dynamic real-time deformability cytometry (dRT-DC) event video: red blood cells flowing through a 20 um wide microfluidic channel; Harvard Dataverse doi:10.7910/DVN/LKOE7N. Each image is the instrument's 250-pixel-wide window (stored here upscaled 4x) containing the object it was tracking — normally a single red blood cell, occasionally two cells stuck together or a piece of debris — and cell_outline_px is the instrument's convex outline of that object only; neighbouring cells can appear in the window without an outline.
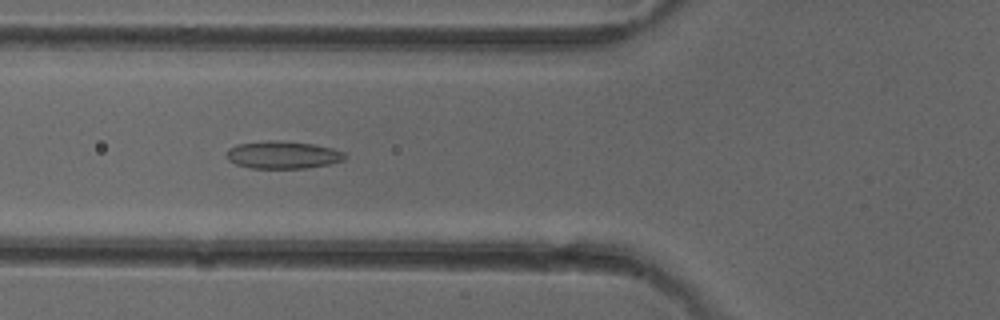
{"species": "common noctule bat (a hibernating species)", "species_latin": "Nyctalus noctula", "temperature_condition": "cold", "stored_images_in_passage": 8, "camera_frame_rate_fps": 3000, "um_per_image_px": 0.085, "animal": {"sex": "female"}, "frame": {"image": 1, "passage_image": 6, "time_ms": 5.667, "image_size_px": [1000, 320], "cell_outline_px": [[348, 156], [344, 160], [328, 164], [304, 168], [252, 168], [236, 164], [228, 160], [224, 156], [228, 148], [236, 144], [268, 140], [276, 140], [312, 144], [332, 148], [344, 152]], "centroid_in_image_um": [24.0, 13.16], "position_along_channel_um": 101.8, "area_um2": 19.07}}
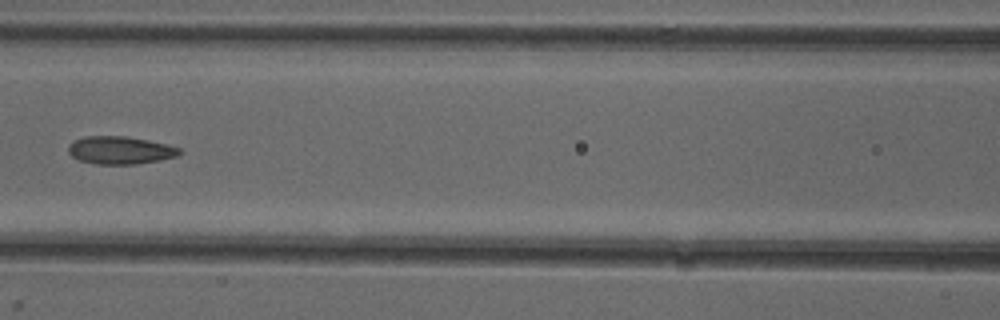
{"frame": {"image": 2, "passage_image": 7, "time_ms": 7.0, "image_size_px": [1000, 320], "cell_outline_px": [[184, 152], [176, 156], [160, 160], [136, 164], [96, 164], [80, 160], [72, 156], [68, 152], [68, 144], [84, 136], [128, 136], [168, 144], [180, 148]], "centroid_in_image_um": [10.24, 12.76], "position_along_channel_um": 156.4, "area_um2": 18.09}}
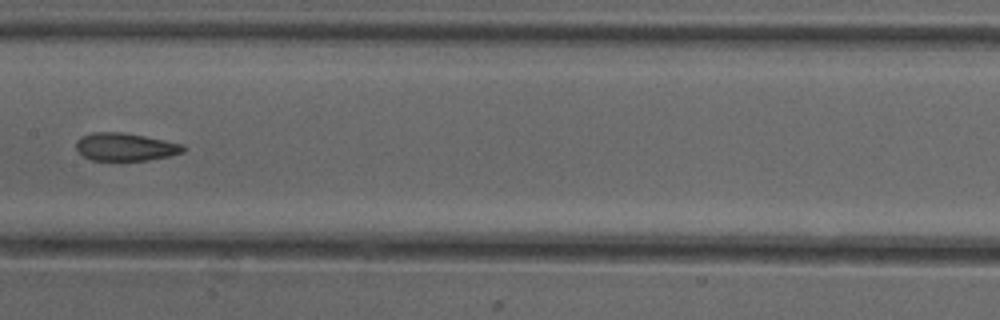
{"frame": {"image": 3, "passage_image": 8, "time_ms": 8.0, "image_size_px": [1000, 320], "cell_outline_px": [[188, 148], [184, 152], [168, 156], [148, 160], [92, 160], [84, 156], [76, 148], [76, 140], [80, 136], [92, 132], [124, 132], [184, 144]], "centroid_in_image_um": [10.67, 12.47], "position_along_channel_um": 196.7, "area_um2": 17.46}}